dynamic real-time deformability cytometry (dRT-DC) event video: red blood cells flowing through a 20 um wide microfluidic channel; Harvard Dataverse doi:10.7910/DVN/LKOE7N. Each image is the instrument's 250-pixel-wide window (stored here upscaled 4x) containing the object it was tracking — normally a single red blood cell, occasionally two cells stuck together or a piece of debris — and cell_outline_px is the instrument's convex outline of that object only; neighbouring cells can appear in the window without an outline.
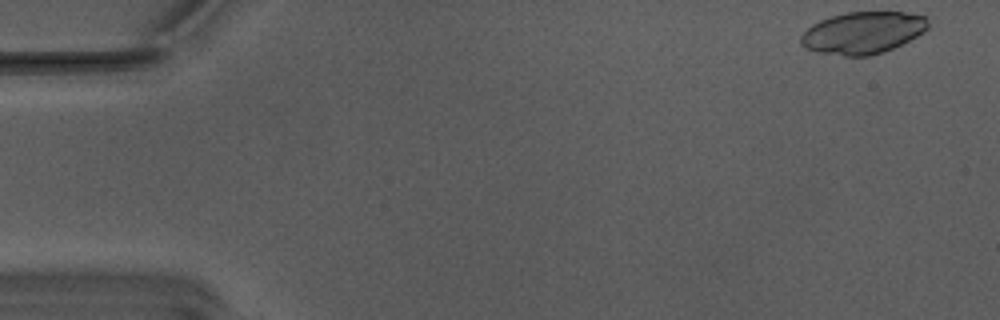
{"species": "Egyptian fruit bat (a non-hibernating species)", "species_latin": "Rousettus aegyptiacus", "temperature_condition": "warm", "stored_images_in_passage": 53, "camera_frame_rate_fps": 3000, "um_per_image_px": 0.085, "animal": {"sex": "male"}, "frame": {"image": 1, "passage_image": 1, "time_ms": 0.0, "image_size_px": [1000, 320], "cell_outline_px": [[928, 28], [924, 32], [884, 52], [868, 56], [844, 56], [816, 52], [804, 48], [800, 44], [800, 36], [812, 24], [820, 20], [832, 16], [848, 12], [904, 12], [928, 16]], "centroid_in_image_um": [73.32, 2.78], "position_along_channel_um": 11.7, "area_um2": 31.21}}
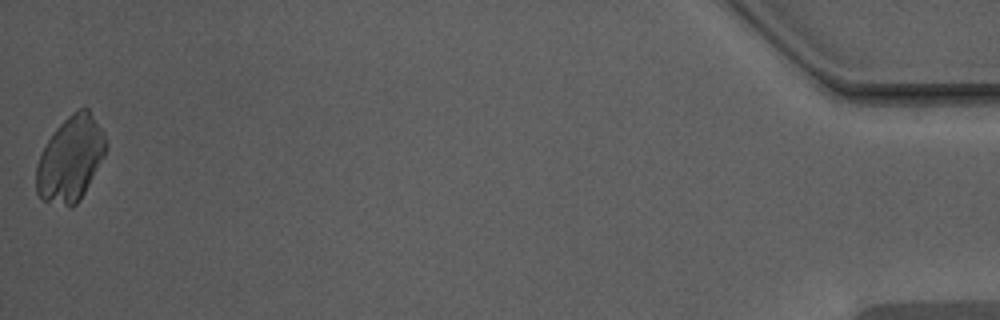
{"frame": {"image": 2, "passage_image": 53, "time_ms": 17.333, "image_size_px": [1000, 320], "cell_outline_px": [[108, 148], [104, 156], [80, 200], [72, 208], [40, 200], [36, 192], [36, 164], [48, 140], [56, 128], [72, 112], [80, 108], [88, 108], [104, 132], [108, 144]], "centroid_in_image_um": [6.0, 13.53], "position_along_channel_um": 429.2, "area_um2": 34.62}}